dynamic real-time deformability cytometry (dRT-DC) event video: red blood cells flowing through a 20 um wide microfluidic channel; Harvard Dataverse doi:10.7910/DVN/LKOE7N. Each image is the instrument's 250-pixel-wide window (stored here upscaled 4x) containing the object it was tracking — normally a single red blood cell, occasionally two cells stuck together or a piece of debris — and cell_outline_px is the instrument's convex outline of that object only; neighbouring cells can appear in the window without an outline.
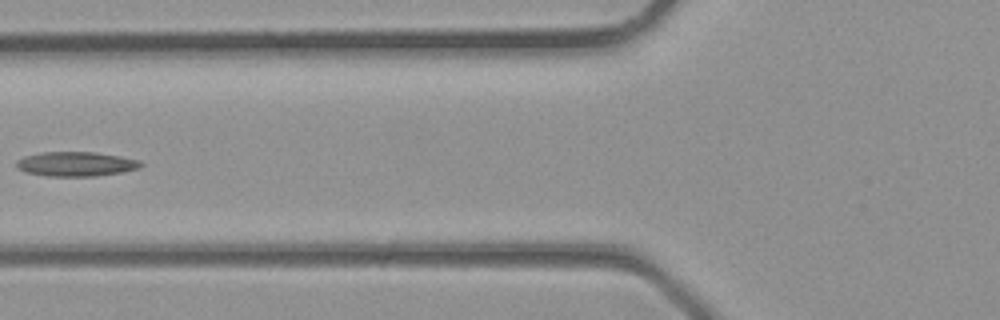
{"species": "common noctule bat (a hibernating species)", "species_latin": "Nyctalus noctula", "temperature_condition": "room temperature", "stored_images_in_passage": 5, "camera_frame_rate_fps": 3000, "um_per_image_px": 0.085, "animal": {"sex": "male", "body_mass_g": 23.1, "forearm_length_mm": 52.7}, "frame": {"image": 1, "passage_image": 5, "time_ms": 1.333, "image_size_px": [1000, 320], "cell_outline_px": [[144, 164], [136, 168], [120, 172], [96, 176], [48, 176], [24, 172], [16, 168], [16, 160], [24, 156], [40, 152], [96, 152], [120, 156], [140, 160]], "centroid_in_image_um": [6.4, 13.93], "position_along_channel_um": 119.4, "area_um2": 17.8}}